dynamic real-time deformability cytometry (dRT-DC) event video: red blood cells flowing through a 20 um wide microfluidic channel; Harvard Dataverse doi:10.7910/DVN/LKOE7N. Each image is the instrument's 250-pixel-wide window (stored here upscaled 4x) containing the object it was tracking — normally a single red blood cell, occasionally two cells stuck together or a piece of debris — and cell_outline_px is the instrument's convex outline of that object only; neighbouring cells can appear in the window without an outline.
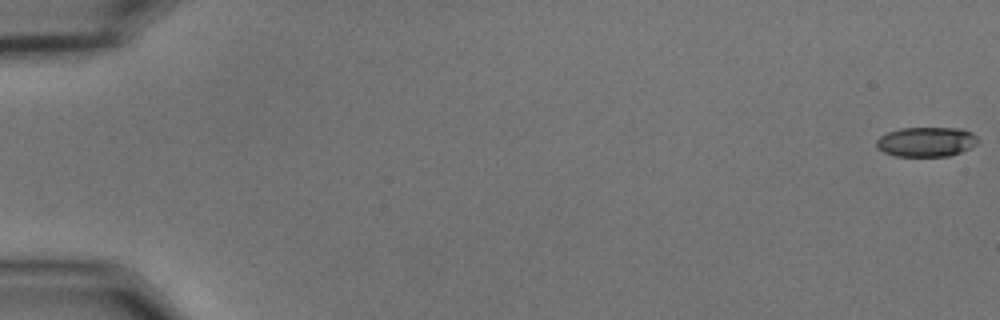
{"species": "common noctule bat (a hibernating species)", "species_latin": "Nyctalus noctula", "temperature_condition": "cold", "stored_images_in_passage": 11, "camera_frame_rate_fps": 3000, "um_per_image_px": 0.085, "animal": {"sex": "male", "body_mass_g": 15.6}, "frame": {"image": 1, "passage_image": 1, "time_ms": 0.0, "image_size_px": [1000, 320], "cell_outline_px": [[980, 140], [976, 144], [960, 152], [948, 156], [896, 156], [884, 152], [876, 144], [876, 140], [880, 136], [888, 132], [900, 128], [964, 128], [972, 132]], "centroid_in_image_um": [78.76, 12.04], "position_along_channel_um": 6.2, "area_um2": 17.51}}